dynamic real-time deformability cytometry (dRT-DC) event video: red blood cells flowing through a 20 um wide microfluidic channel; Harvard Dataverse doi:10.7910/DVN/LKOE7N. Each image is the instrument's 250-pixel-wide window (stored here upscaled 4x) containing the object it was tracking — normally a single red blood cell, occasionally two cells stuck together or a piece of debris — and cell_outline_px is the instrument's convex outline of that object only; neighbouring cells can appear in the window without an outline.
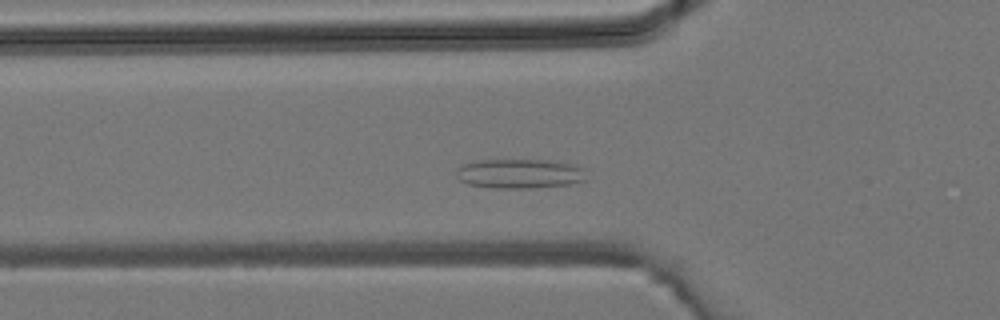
{"species": "common noctule bat (a hibernating species)", "species_latin": "Nyctalus noctula", "temperature_condition": "room temperature", "stored_images_in_passage": 37, "camera_frame_rate_fps": 3000, "um_per_image_px": 0.085, "animal": {"sex": "male", "body_mass_g": 19.2, "forearm_length_mm": 51.8}, "frame": {"image": 1, "passage_image": 8, "time_ms": 2.333, "image_size_px": [1000, 320], "cell_outline_px": [[588, 180], [568, 184], [532, 188], [492, 188], [468, 184], [460, 180], [456, 176], [456, 172], [464, 164], [480, 160], [548, 160], [572, 164], [580, 168]], "centroid_in_image_um": [44.16, 14.77], "position_along_channel_um": 81.6, "area_um2": 22.14}}
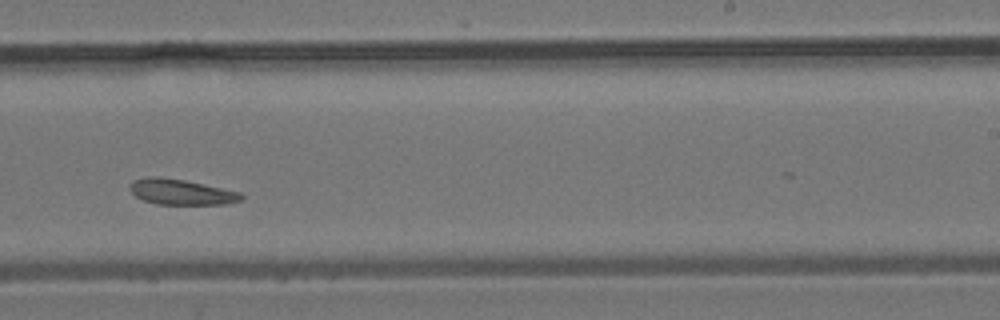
{"frame": {"image": 2, "passage_image": 20, "time_ms": 6.333, "image_size_px": [1000, 320], "cell_outline_px": [[244, 196], [240, 200], [228, 204], [156, 204], [144, 200], [136, 196], [128, 188], [136, 180], [148, 176], [160, 176], [184, 180], [240, 192]], "centroid_in_image_um": [15.4, 16.32], "position_along_channel_um": 273.6, "area_um2": 16.36}}
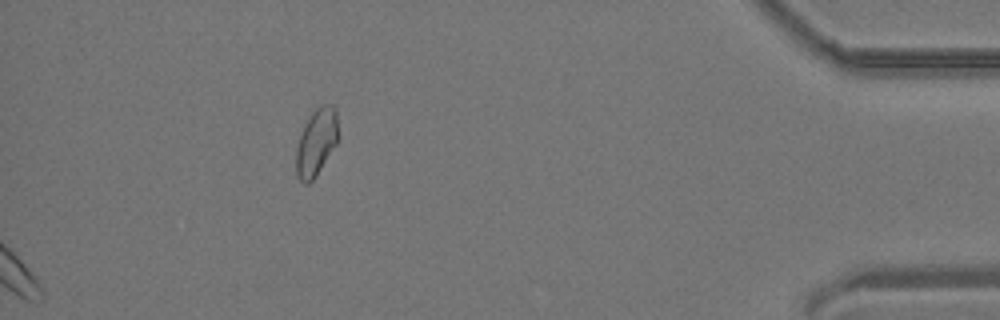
{"frame": {"image": 3, "passage_image": 37, "time_ms": 12.0, "image_size_px": [1000, 320], "cell_outline_px": [[336, 144], [316, 176], [308, 184], [304, 184], [296, 176], [296, 148], [304, 124], [312, 112], [320, 104], [332, 104], [336, 108]], "centroid_in_image_um": [26.85, 12.09], "position_along_channel_um": 408.3, "area_um2": 16.24}}